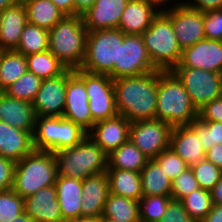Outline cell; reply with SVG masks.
Masks as SVG:
<instances>
[{"instance_id": "7c38bea8", "label": "cell", "mask_w": 222, "mask_h": 222, "mask_svg": "<svg viewBox=\"0 0 222 222\" xmlns=\"http://www.w3.org/2000/svg\"><path fill=\"white\" fill-rule=\"evenodd\" d=\"M172 126L159 119L131 122L129 140L149 159L169 148Z\"/></svg>"}, {"instance_id": "d4e9b609", "label": "cell", "mask_w": 222, "mask_h": 222, "mask_svg": "<svg viewBox=\"0 0 222 222\" xmlns=\"http://www.w3.org/2000/svg\"><path fill=\"white\" fill-rule=\"evenodd\" d=\"M169 147L189 166L205 159V150L199 136L190 125L172 128Z\"/></svg>"}, {"instance_id": "8992f818", "label": "cell", "mask_w": 222, "mask_h": 222, "mask_svg": "<svg viewBox=\"0 0 222 222\" xmlns=\"http://www.w3.org/2000/svg\"><path fill=\"white\" fill-rule=\"evenodd\" d=\"M153 66L160 71H171L182 56L171 20L160 11L149 28L141 34Z\"/></svg>"}, {"instance_id": "f35d334b", "label": "cell", "mask_w": 222, "mask_h": 222, "mask_svg": "<svg viewBox=\"0 0 222 222\" xmlns=\"http://www.w3.org/2000/svg\"><path fill=\"white\" fill-rule=\"evenodd\" d=\"M24 213V198L12 189L0 191V222H12Z\"/></svg>"}, {"instance_id": "db71d44e", "label": "cell", "mask_w": 222, "mask_h": 222, "mask_svg": "<svg viewBox=\"0 0 222 222\" xmlns=\"http://www.w3.org/2000/svg\"><path fill=\"white\" fill-rule=\"evenodd\" d=\"M64 222H100V217L80 216L74 220H66Z\"/></svg>"}, {"instance_id": "60d3db41", "label": "cell", "mask_w": 222, "mask_h": 222, "mask_svg": "<svg viewBox=\"0 0 222 222\" xmlns=\"http://www.w3.org/2000/svg\"><path fill=\"white\" fill-rule=\"evenodd\" d=\"M154 160L160 165L171 181L190 167L170 147L161 151Z\"/></svg>"}, {"instance_id": "681fc988", "label": "cell", "mask_w": 222, "mask_h": 222, "mask_svg": "<svg viewBox=\"0 0 222 222\" xmlns=\"http://www.w3.org/2000/svg\"><path fill=\"white\" fill-rule=\"evenodd\" d=\"M65 16H75V0H51Z\"/></svg>"}, {"instance_id": "5bb4252c", "label": "cell", "mask_w": 222, "mask_h": 222, "mask_svg": "<svg viewBox=\"0 0 222 222\" xmlns=\"http://www.w3.org/2000/svg\"><path fill=\"white\" fill-rule=\"evenodd\" d=\"M74 70L67 69L58 77L43 79L32 101L36 116H63L67 79Z\"/></svg>"}, {"instance_id": "44dd1931", "label": "cell", "mask_w": 222, "mask_h": 222, "mask_svg": "<svg viewBox=\"0 0 222 222\" xmlns=\"http://www.w3.org/2000/svg\"><path fill=\"white\" fill-rule=\"evenodd\" d=\"M109 193V179L106 172L82 180V216L101 217Z\"/></svg>"}, {"instance_id": "91938a15", "label": "cell", "mask_w": 222, "mask_h": 222, "mask_svg": "<svg viewBox=\"0 0 222 222\" xmlns=\"http://www.w3.org/2000/svg\"><path fill=\"white\" fill-rule=\"evenodd\" d=\"M221 96H222V73H221Z\"/></svg>"}, {"instance_id": "e0dca14e", "label": "cell", "mask_w": 222, "mask_h": 222, "mask_svg": "<svg viewBox=\"0 0 222 222\" xmlns=\"http://www.w3.org/2000/svg\"><path fill=\"white\" fill-rule=\"evenodd\" d=\"M131 122L122 115L96 122L88 136L107 154L129 140Z\"/></svg>"}, {"instance_id": "f5cc1de1", "label": "cell", "mask_w": 222, "mask_h": 222, "mask_svg": "<svg viewBox=\"0 0 222 222\" xmlns=\"http://www.w3.org/2000/svg\"><path fill=\"white\" fill-rule=\"evenodd\" d=\"M96 2V0H75V15H83Z\"/></svg>"}, {"instance_id": "30bf717a", "label": "cell", "mask_w": 222, "mask_h": 222, "mask_svg": "<svg viewBox=\"0 0 222 222\" xmlns=\"http://www.w3.org/2000/svg\"><path fill=\"white\" fill-rule=\"evenodd\" d=\"M141 35L125 34L119 41L118 63L109 75L113 80L156 71Z\"/></svg>"}, {"instance_id": "484cf974", "label": "cell", "mask_w": 222, "mask_h": 222, "mask_svg": "<svg viewBox=\"0 0 222 222\" xmlns=\"http://www.w3.org/2000/svg\"><path fill=\"white\" fill-rule=\"evenodd\" d=\"M55 187L63 220L82 216V180L58 175Z\"/></svg>"}, {"instance_id": "ffe728a7", "label": "cell", "mask_w": 222, "mask_h": 222, "mask_svg": "<svg viewBox=\"0 0 222 222\" xmlns=\"http://www.w3.org/2000/svg\"><path fill=\"white\" fill-rule=\"evenodd\" d=\"M161 10L148 0H129L118 29L124 34L141 35Z\"/></svg>"}, {"instance_id": "8fae6325", "label": "cell", "mask_w": 222, "mask_h": 222, "mask_svg": "<svg viewBox=\"0 0 222 222\" xmlns=\"http://www.w3.org/2000/svg\"><path fill=\"white\" fill-rule=\"evenodd\" d=\"M171 72L187 90L197 110L221 96L219 73L189 67H174Z\"/></svg>"}, {"instance_id": "4316f807", "label": "cell", "mask_w": 222, "mask_h": 222, "mask_svg": "<svg viewBox=\"0 0 222 222\" xmlns=\"http://www.w3.org/2000/svg\"><path fill=\"white\" fill-rule=\"evenodd\" d=\"M110 193L139 201L143 196L140 172L107 169Z\"/></svg>"}, {"instance_id": "c3c4849f", "label": "cell", "mask_w": 222, "mask_h": 222, "mask_svg": "<svg viewBox=\"0 0 222 222\" xmlns=\"http://www.w3.org/2000/svg\"><path fill=\"white\" fill-rule=\"evenodd\" d=\"M205 158L222 170V144H215L207 150Z\"/></svg>"}, {"instance_id": "680465c9", "label": "cell", "mask_w": 222, "mask_h": 222, "mask_svg": "<svg viewBox=\"0 0 222 222\" xmlns=\"http://www.w3.org/2000/svg\"><path fill=\"white\" fill-rule=\"evenodd\" d=\"M100 222H118L107 217H100Z\"/></svg>"}, {"instance_id": "7dc6e473", "label": "cell", "mask_w": 222, "mask_h": 222, "mask_svg": "<svg viewBox=\"0 0 222 222\" xmlns=\"http://www.w3.org/2000/svg\"><path fill=\"white\" fill-rule=\"evenodd\" d=\"M187 2L188 0L182 3L191 8L200 10L204 13L222 9V0H192V2L191 1L189 3Z\"/></svg>"}, {"instance_id": "2e32d148", "label": "cell", "mask_w": 222, "mask_h": 222, "mask_svg": "<svg viewBox=\"0 0 222 222\" xmlns=\"http://www.w3.org/2000/svg\"><path fill=\"white\" fill-rule=\"evenodd\" d=\"M176 67H189L222 73V41L203 39L182 50Z\"/></svg>"}, {"instance_id": "e575fe53", "label": "cell", "mask_w": 222, "mask_h": 222, "mask_svg": "<svg viewBox=\"0 0 222 222\" xmlns=\"http://www.w3.org/2000/svg\"><path fill=\"white\" fill-rule=\"evenodd\" d=\"M187 213L195 222H201L211 211L210 190L199 188L180 200Z\"/></svg>"}, {"instance_id": "d6a6232c", "label": "cell", "mask_w": 222, "mask_h": 222, "mask_svg": "<svg viewBox=\"0 0 222 222\" xmlns=\"http://www.w3.org/2000/svg\"><path fill=\"white\" fill-rule=\"evenodd\" d=\"M28 72L43 79L55 78L67 69L49 50L26 56Z\"/></svg>"}, {"instance_id": "ab89813d", "label": "cell", "mask_w": 222, "mask_h": 222, "mask_svg": "<svg viewBox=\"0 0 222 222\" xmlns=\"http://www.w3.org/2000/svg\"><path fill=\"white\" fill-rule=\"evenodd\" d=\"M190 167L202 189L211 190L222 176V170L206 158Z\"/></svg>"}, {"instance_id": "5b68a950", "label": "cell", "mask_w": 222, "mask_h": 222, "mask_svg": "<svg viewBox=\"0 0 222 222\" xmlns=\"http://www.w3.org/2000/svg\"><path fill=\"white\" fill-rule=\"evenodd\" d=\"M58 175L79 180L106 172L108 154L88 135L77 145L53 152Z\"/></svg>"}, {"instance_id": "603a6c76", "label": "cell", "mask_w": 222, "mask_h": 222, "mask_svg": "<svg viewBox=\"0 0 222 222\" xmlns=\"http://www.w3.org/2000/svg\"><path fill=\"white\" fill-rule=\"evenodd\" d=\"M26 24L27 12L23 1L4 9L0 13V50H15Z\"/></svg>"}, {"instance_id": "9a60e30c", "label": "cell", "mask_w": 222, "mask_h": 222, "mask_svg": "<svg viewBox=\"0 0 222 222\" xmlns=\"http://www.w3.org/2000/svg\"><path fill=\"white\" fill-rule=\"evenodd\" d=\"M63 118L79 125L87 133L92 129V115L84 80L74 71L67 79Z\"/></svg>"}, {"instance_id": "cb8c5ba5", "label": "cell", "mask_w": 222, "mask_h": 222, "mask_svg": "<svg viewBox=\"0 0 222 222\" xmlns=\"http://www.w3.org/2000/svg\"><path fill=\"white\" fill-rule=\"evenodd\" d=\"M34 150L33 135L0 121V156L15 163Z\"/></svg>"}, {"instance_id": "52a82bcc", "label": "cell", "mask_w": 222, "mask_h": 222, "mask_svg": "<svg viewBox=\"0 0 222 222\" xmlns=\"http://www.w3.org/2000/svg\"><path fill=\"white\" fill-rule=\"evenodd\" d=\"M87 132L62 116H37L33 132L35 150L56 152L79 144Z\"/></svg>"}, {"instance_id": "ee69618b", "label": "cell", "mask_w": 222, "mask_h": 222, "mask_svg": "<svg viewBox=\"0 0 222 222\" xmlns=\"http://www.w3.org/2000/svg\"><path fill=\"white\" fill-rule=\"evenodd\" d=\"M159 222H195L180 201L171 200Z\"/></svg>"}, {"instance_id": "6da1fadb", "label": "cell", "mask_w": 222, "mask_h": 222, "mask_svg": "<svg viewBox=\"0 0 222 222\" xmlns=\"http://www.w3.org/2000/svg\"><path fill=\"white\" fill-rule=\"evenodd\" d=\"M118 115L130 122L155 119L158 70L114 80Z\"/></svg>"}, {"instance_id": "f546056e", "label": "cell", "mask_w": 222, "mask_h": 222, "mask_svg": "<svg viewBox=\"0 0 222 222\" xmlns=\"http://www.w3.org/2000/svg\"><path fill=\"white\" fill-rule=\"evenodd\" d=\"M140 177L143 196L170 195L172 181L154 159L148 160Z\"/></svg>"}, {"instance_id": "74e56055", "label": "cell", "mask_w": 222, "mask_h": 222, "mask_svg": "<svg viewBox=\"0 0 222 222\" xmlns=\"http://www.w3.org/2000/svg\"><path fill=\"white\" fill-rule=\"evenodd\" d=\"M190 126L198 134L205 152L215 144H222V123L215 121H200L197 118Z\"/></svg>"}, {"instance_id": "d6986e66", "label": "cell", "mask_w": 222, "mask_h": 222, "mask_svg": "<svg viewBox=\"0 0 222 222\" xmlns=\"http://www.w3.org/2000/svg\"><path fill=\"white\" fill-rule=\"evenodd\" d=\"M129 0H96L82 15L88 32L118 28L123 10Z\"/></svg>"}, {"instance_id": "b9f144b4", "label": "cell", "mask_w": 222, "mask_h": 222, "mask_svg": "<svg viewBox=\"0 0 222 222\" xmlns=\"http://www.w3.org/2000/svg\"><path fill=\"white\" fill-rule=\"evenodd\" d=\"M200 188L191 167L183 171L171 182L170 195L172 200L180 201L193 191Z\"/></svg>"}, {"instance_id": "9f6ffc18", "label": "cell", "mask_w": 222, "mask_h": 222, "mask_svg": "<svg viewBox=\"0 0 222 222\" xmlns=\"http://www.w3.org/2000/svg\"><path fill=\"white\" fill-rule=\"evenodd\" d=\"M12 222H34V220L24 212L20 216L16 217Z\"/></svg>"}, {"instance_id": "11a10c76", "label": "cell", "mask_w": 222, "mask_h": 222, "mask_svg": "<svg viewBox=\"0 0 222 222\" xmlns=\"http://www.w3.org/2000/svg\"><path fill=\"white\" fill-rule=\"evenodd\" d=\"M20 1H22V0H0V13L4 9H6V8L16 4V3H19Z\"/></svg>"}, {"instance_id": "3957f363", "label": "cell", "mask_w": 222, "mask_h": 222, "mask_svg": "<svg viewBox=\"0 0 222 222\" xmlns=\"http://www.w3.org/2000/svg\"><path fill=\"white\" fill-rule=\"evenodd\" d=\"M48 32V50L66 69H80L86 56L88 35L82 16H64Z\"/></svg>"}, {"instance_id": "816d5d0a", "label": "cell", "mask_w": 222, "mask_h": 222, "mask_svg": "<svg viewBox=\"0 0 222 222\" xmlns=\"http://www.w3.org/2000/svg\"><path fill=\"white\" fill-rule=\"evenodd\" d=\"M210 194L213 205H222V176L210 190Z\"/></svg>"}, {"instance_id": "d590c367", "label": "cell", "mask_w": 222, "mask_h": 222, "mask_svg": "<svg viewBox=\"0 0 222 222\" xmlns=\"http://www.w3.org/2000/svg\"><path fill=\"white\" fill-rule=\"evenodd\" d=\"M171 200V195L142 196L139 200L140 222H159Z\"/></svg>"}, {"instance_id": "ac0fdd59", "label": "cell", "mask_w": 222, "mask_h": 222, "mask_svg": "<svg viewBox=\"0 0 222 222\" xmlns=\"http://www.w3.org/2000/svg\"><path fill=\"white\" fill-rule=\"evenodd\" d=\"M24 212L34 222H64L55 185L39 189L24 198Z\"/></svg>"}, {"instance_id": "4dcf8cb0", "label": "cell", "mask_w": 222, "mask_h": 222, "mask_svg": "<svg viewBox=\"0 0 222 222\" xmlns=\"http://www.w3.org/2000/svg\"><path fill=\"white\" fill-rule=\"evenodd\" d=\"M27 71L26 56L15 50H0V92Z\"/></svg>"}, {"instance_id": "7a4b0ae2", "label": "cell", "mask_w": 222, "mask_h": 222, "mask_svg": "<svg viewBox=\"0 0 222 222\" xmlns=\"http://www.w3.org/2000/svg\"><path fill=\"white\" fill-rule=\"evenodd\" d=\"M198 118L187 90L171 71L158 70L157 109L155 119L172 127L190 125Z\"/></svg>"}, {"instance_id": "bcb514c9", "label": "cell", "mask_w": 222, "mask_h": 222, "mask_svg": "<svg viewBox=\"0 0 222 222\" xmlns=\"http://www.w3.org/2000/svg\"><path fill=\"white\" fill-rule=\"evenodd\" d=\"M15 162L0 156V191L12 189Z\"/></svg>"}, {"instance_id": "f907efd6", "label": "cell", "mask_w": 222, "mask_h": 222, "mask_svg": "<svg viewBox=\"0 0 222 222\" xmlns=\"http://www.w3.org/2000/svg\"><path fill=\"white\" fill-rule=\"evenodd\" d=\"M201 222H222V205H212L211 211Z\"/></svg>"}, {"instance_id": "6f0895ef", "label": "cell", "mask_w": 222, "mask_h": 222, "mask_svg": "<svg viewBox=\"0 0 222 222\" xmlns=\"http://www.w3.org/2000/svg\"><path fill=\"white\" fill-rule=\"evenodd\" d=\"M148 1L155 4L160 10H163L164 4L166 5V3H168L167 1L170 0H148Z\"/></svg>"}, {"instance_id": "1f68e13d", "label": "cell", "mask_w": 222, "mask_h": 222, "mask_svg": "<svg viewBox=\"0 0 222 222\" xmlns=\"http://www.w3.org/2000/svg\"><path fill=\"white\" fill-rule=\"evenodd\" d=\"M102 217L118 222H140L139 201L109 193Z\"/></svg>"}, {"instance_id": "f1b7e54d", "label": "cell", "mask_w": 222, "mask_h": 222, "mask_svg": "<svg viewBox=\"0 0 222 222\" xmlns=\"http://www.w3.org/2000/svg\"><path fill=\"white\" fill-rule=\"evenodd\" d=\"M27 12V22L50 30L65 15L51 0H22Z\"/></svg>"}, {"instance_id": "4fadbf2b", "label": "cell", "mask_w": 222, "mask_h": 222, "mask_svg": "<svg viewBox=\"0 0 222 222\" xmlns=\"http://www.w3.org/2000/svg\"><path fill=\"white\" fill-rule=\"evenodd\" d=\"M165 8L161 11L171 20L177 42L182 50L205 39L204 12L182 2L175 3L170 9L169 6Z\"/></svg>"}, {"instance_id": "9c48e42d", "label": "cell", "mask_w": 222, "mask_h": 222, "mask_svg": "<svg viewBox=\"0 0 222 222\" xmlns=\"http://www.w3.org/2000/svg\"><path fill=\"white\" fill-rule=\"evenodd\" d=\"M74 71L85 83L92 115V127L98 121L117 116L114 80L105 74L90 73L82 69Z\"/></svg>"}, {"instance_id": "277c9868", "label": "cell", "mask_w": 222, "mask_h": 222, "mask_svg": "<svg viewBox=\"0 0 222 222\" xmlns=\"http://www.w3.org/2000/svg\"><path fill=\"white\" fill-rule=\"evenodd\" d=\"M57 177L53 152L34 149L15 164L12 190L25 198L41 188L55 185Z\"/></svg>"}, {"instance_id": "ba28073f", "label": "cell", "mask_w": 222, "mask_h": 222, "mask_svg": "<svg viewBox=\"0 0 222 222\" xmlns=\"http://www.w3.org/2000/svg\"><path fill=\"white\" fill-rule=\"evenodd\" d=\"M124 35L118 28L88 32L86 56L80 69L110 75L114 63H118L119 41Z\"/></svg>"}, {"instance_id": "7bdbcfd3", "label": "cell", "mask_w": 222, "mask_h": 222, "mask_svg": "<svg viewBox=\"0 0 222 222\" xmlns=\"http://www.w3.org/2000/svg\"><path fill=\"white\" fill-rule=\"evenodd\" d=\"M205 38L222 41V9L204 13Z\"/></svg>"}, {"instance_id": "f6af8a7d", "label": "cell", "mask_w": 222, "mask_h": 222, "mask_svg": "<svg viewBox=\"0 0 222 222\" xmlns=\"http://www.w3.org/2000/svg\"><path fill=\"white\" fill-rule=\"evenodd\" d=\"M200 121H215L222 123V96L203 105L198 110Z\"/></svg>"}, {"instance_id": "83f0119b", "label": "cell", "mask_w": 222, "mask_h": 222, "mask_svg": "<svg viewBox=\"0 0 222 222\" xmlns=\"http://www.w3.org/2000/svg\"><path fill=\"white\" fill-rule=\"evenodd\" d=\"M108 168L141 172L149 158L130 140L108 154Z\"/></svg>"}, {"instance_id": "8d00e7d4", "label": "cell", "mask_w": 222, "mask_h": 222, "mask_svg": "<svg viewBox=\"0 0 222 222\" xmlns=\"http://www.w3.org/2000/svg\"><path fill=\"white\" fill-rule=\"evenodd\" d=\"M41 83V78L27 71L3 92L8 97L32 102L40 89Z\"/></svg>"}, {"instance_id": "7402d4cb", "label": "cell", "mask_w": 222, "mask_h": 222, "mask_svg": "<svg viewBox=\"0 0 222 222\" xmlns=\"http://www.w3.org/2000/svg\"><path fill=\"white\" fill-rule=\"evenodd\" d=\"M36 117L32 102L14 99L0 92V121L33 134Z\"/></svg>"}, {"instance_id": "836d02e7", "label": "cell", "mask_w": 222, "mask_h": 222, "mask_svg": "<svg viewBox=\"0 0 222 222\" xmlns=\"http://www.w3.org/2000/svg\"><path fill=\"white\" fill-rule=\"evenodd\" d=\"M48 48V30L27 22L21 33L19 45L15 51L23 54L24 56H28L30 54L46 51Z\"/></svg>"}]
</instances>
